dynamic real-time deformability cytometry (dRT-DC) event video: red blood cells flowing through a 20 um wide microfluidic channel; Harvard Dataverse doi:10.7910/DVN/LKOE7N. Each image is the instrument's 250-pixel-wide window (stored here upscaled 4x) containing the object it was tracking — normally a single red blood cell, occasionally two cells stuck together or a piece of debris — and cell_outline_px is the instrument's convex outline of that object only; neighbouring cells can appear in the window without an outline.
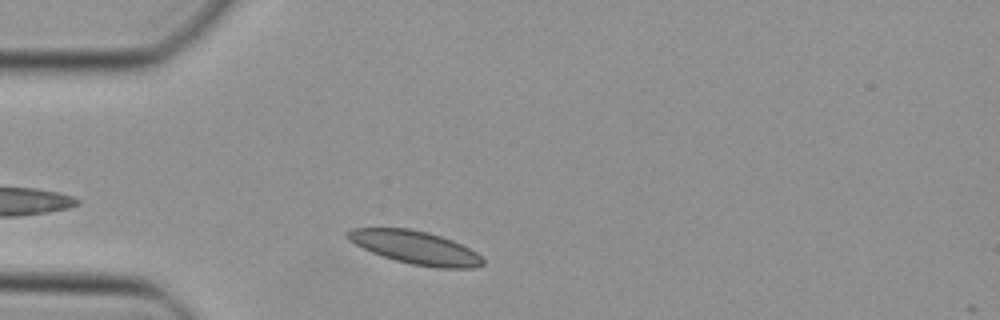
{"species": "Egyptian fruit bat (a non-hibernating species)", "species_latin": "Rousettus aegyptiacus", "temperature_condition": "cold", "stored_images_in_passage": 5, "camera_frame_rate_fps": 3000, "um_per_image_px": 0.085, "animal": {"sex": "female"}, "frame": {"image": 1, "passage_image": 3, "time_ms": 0.667, "image_size_px": [1000, 320], "cell_outline_px": [[484, 264], [476, 268], [436, 268], [412, 264], [396, 260], [372, 252], [348, 240], [344, 236], [344, 232], [352, 228], [408, 228], [428, 232], [452, 240], [476, 252], [484, 260]], "centroid_in_image_um": [35.29, 21.03], "position_along_channel_um": 49.7, "area_um2": 26.01}}